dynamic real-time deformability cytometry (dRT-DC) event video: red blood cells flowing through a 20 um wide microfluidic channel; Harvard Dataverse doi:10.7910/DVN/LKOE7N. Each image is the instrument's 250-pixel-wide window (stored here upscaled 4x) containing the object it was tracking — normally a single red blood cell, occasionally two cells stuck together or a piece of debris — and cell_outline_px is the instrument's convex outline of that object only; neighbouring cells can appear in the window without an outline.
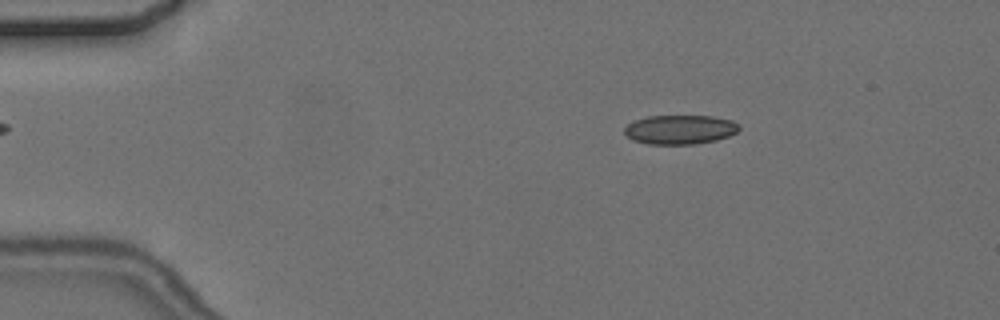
{"species": "common noctule bat (a hibernating species)", "species_latin": "Nyctalus noctula", "temperature_condition": "cold", "stored_images_in_passage": 4, "camera_frame_rate_fps": 3000, "um_per_image_px": 0.085, "animal": {"sex": "female", "body_mass_g": 24.6, "forearm_length_mm": 56.2}, "frame": {"image": 1, "passage_image": 2, "time_ms": 1.0, "image_size_px": [1000, 320], "cell_outline_px": [[740, 128], [736, 132], [728, 136], [716, 140], [696, 144], [648, 144], [632, 140], [624, 132], [624, 128], [628, 124], [636, 120], [648, 116], [712, 116], [732, 120], [740, 124]], "centroid_in_image_um": [57.82, 11.01], "position_along_channel_um": 27.2, "area_um2": 19.54}}